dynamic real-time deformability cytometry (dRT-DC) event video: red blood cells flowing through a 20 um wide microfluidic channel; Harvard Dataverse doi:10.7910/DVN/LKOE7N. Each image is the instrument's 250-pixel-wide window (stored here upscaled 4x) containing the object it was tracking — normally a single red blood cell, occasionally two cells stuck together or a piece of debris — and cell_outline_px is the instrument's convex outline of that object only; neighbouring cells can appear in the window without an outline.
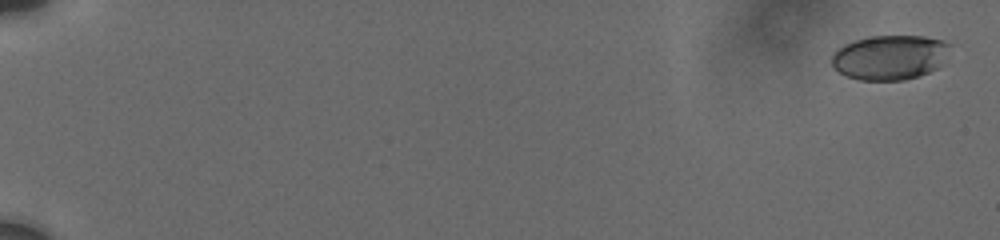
{"species": "human", "species_latin": "Homo sapiens", "temperature_condition": "cold", "stored_images_in_passage": 41, "camera_frame_rate_fps": 3000, "um_per_image_px": 0.085, "donor": {"sex": "male"}, "frame": {"image": 1, "passage_image": 1, "time_ms": 0.0, "image_size_px": [1000, 240], "cell_outline_px": [[952, 44], [944, 64], [928, 72], [904, 80], [860, 80], [848, 76], [840, 72], [832, 64], [832, 52], [844, 44], [868, 36], [924, 36], [944, 40]], "centroid_in_image_um": [75.68, 4.86], "position_along_channel_um": 9.3, "area_um2": 30.98}}
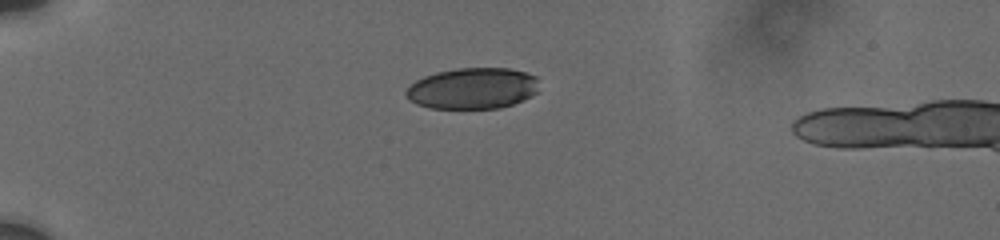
{"frame": {"image": 2, "passage_image": 23, "time_ms": 5.333, "image_size_px": [1000, 240], "cell_outline_px": [[536, 92], [532, 96], [524, 100], [500, 108], [428, 108], [416, 104], [408, 100], [404, 92], [416, 80], [424, 76], [436, 72], [456, 68], [508, 68], [524, 72], [536, 76]], "centroid_in_image_um": [40.14, 7.51], "position_along_channel_um": 44.9, "area_um2": 31.91}}
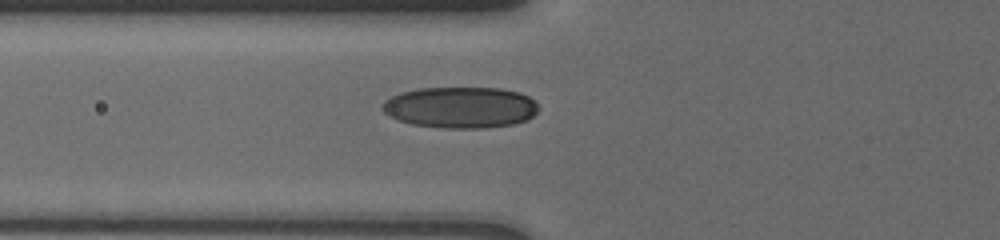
{"frame": {"image": 3, "passage_image": 40, "time_ms": 7.667, "image_size_px": [1000, 240], "cell_outline_px": [[540, 108], [528, 120], [512, 124], [488, 128], [444, 128], [412, 124], [396, 120], [388, 116], [380, 108], [384, 100], [400, 92], [420, 88], [500, 88], [520, 92], [536, 100]], "centroid_in_image_um": [39.14, 9.13], "position_along_channel_um": 86.7, "area_um2": 37.97}}